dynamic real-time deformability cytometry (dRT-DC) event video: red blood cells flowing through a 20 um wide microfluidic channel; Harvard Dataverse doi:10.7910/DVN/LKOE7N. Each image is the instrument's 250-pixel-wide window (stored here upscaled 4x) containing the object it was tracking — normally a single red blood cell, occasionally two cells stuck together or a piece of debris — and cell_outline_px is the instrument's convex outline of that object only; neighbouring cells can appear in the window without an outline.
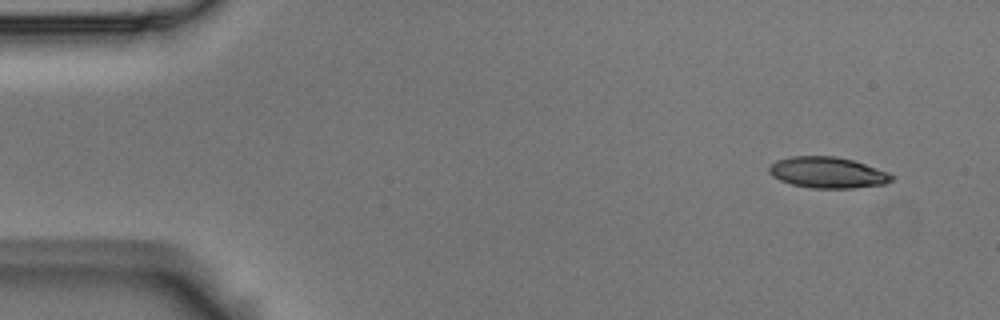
{"species": "Egyptian fruit bat (a non-hibernating species)", "species_latin": "Rousettus aegyptiacus", "temperature_condition": "room temperature", "stored_images_in_passage": 7, "camera_frame_rate_fps": 3000, "um_per_image_px": 0.085, "animal": {"sex": "male"}, "frame": {"image": 1, "passage_image": 1, "time_ms": 0.0, "image_size_px": [1000, 320], "cell_outline_px": [[896, 176], [892, 180], [884, 184], [852, 188], [812, 188], [792, 184], [780, 180], [772, 176], [768, 172], [768, 168], [776, 160], [792, 156], [836, 156], [852, 160], [888, 172]], "centroid_in_image_um": [70.34, 14.66], "position_along_channel_um": 14.7, "area_um2": 22.14}}
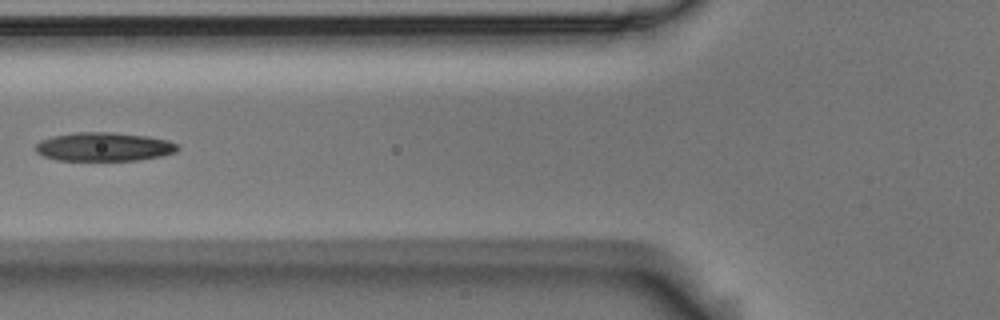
{"frame": {"image": 2, "passage_image": 6, "time_ms": 1.667, "image_size_px": [1000, 320], "cell_outline_px": [[180, 148], [176, 152], [160, 156], [136, 160], [56, 160], [44, 156], [36, 152], [36, 144], [40, 140], [52, 136], [76, 132], [112, 132], [148, 136], [168, 140], [176, 144]], "centroid_in_image_um": [8.83, 12.47], "position_along_channel_um": 117.0, "area_um2": 23.76}}
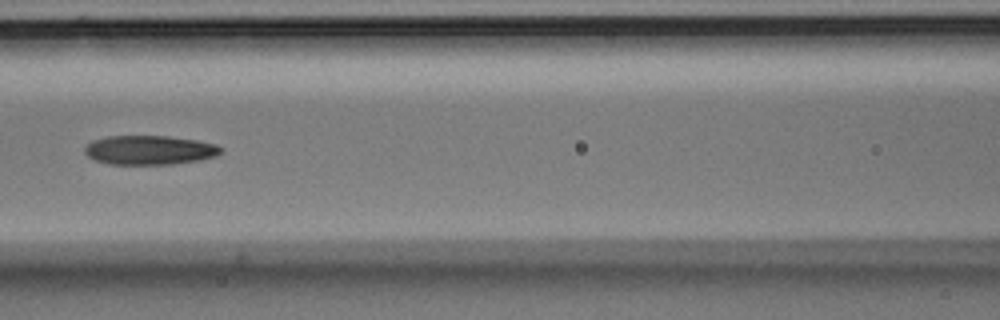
{"frame": {"image": 3, "passage_image": 7, "time_ms": 2.0, "image_size_px": [1000, 320], "cell_outline_px": [[224, 152], [216, 156], [200, 160], [172, 164], [108, 164], [96, 160], [88, 156], [84, 152], [84, 148], [92, 140], [108, 136], [168, 136], [196, 140], [216, 144], [224, 148]], "centroid_in_image_um": [12.75, 12.75], "position_along_channel_um": 153.9, "area_um2": 23.29}}